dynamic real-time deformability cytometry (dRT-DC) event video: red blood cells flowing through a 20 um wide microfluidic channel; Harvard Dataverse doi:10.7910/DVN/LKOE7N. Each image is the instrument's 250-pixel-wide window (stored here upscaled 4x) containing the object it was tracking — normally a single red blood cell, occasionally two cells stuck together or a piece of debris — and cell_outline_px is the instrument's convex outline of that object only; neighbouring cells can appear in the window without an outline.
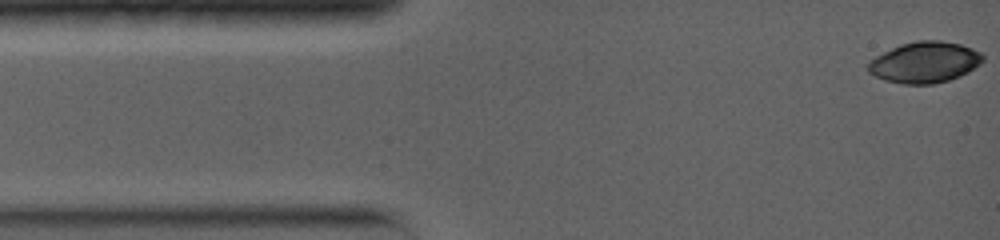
{"species": "common noctule bat (a hibernating species)", "species_latin": "Nyctalus noctula", "temperature_condition": "warm", "stored_images_in_passage": 5, "camera_frame_rate_fps": 5000, "um_per_image_px": 0.085, "animal": {"sex": "female", "body_mass_g": 19.0, "forearm_length_mm": 56.7}, "frame": {"image": 1, "passage_image": 1, "time_ms": 0.0, "image_size_px": [1000, 240], "cell_outline_px": [[984, 60], [980, 64], [968, 72], [960, 76], [948, 80], [932, 84], [904, 84], [884, 80], [868, 72], [868, 64], [876, 56], [900, 44], [916, 40], [940, 40], [960, 44], [972, 48], [980, 52], [984, 56]], "centroid_in_image_um": [78.62, 5.29], "position_along_channel_um": 6.4, "area_um2": 27.4}}
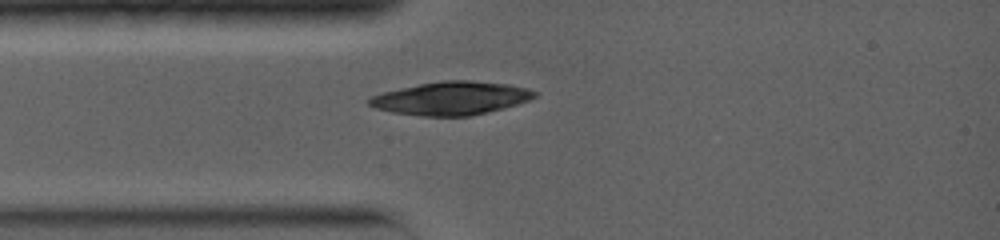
{"frame": {"image": 2, "passage_image": 5, "time_ms": 3.0, "image_size_px": [1000, 240], "cell_outline_px": [[536, 96], [528, 100], [504, 108], [488, 112], [468, 116], [420, 116], [392, 112], [376, 108], [368, 104], [368, 100], [372, 96], [384, 92], [400, 88], [420, 84], [444, 80], [468, 80], [508, 84], [528, 88], [536, 92]], "centroid_in_image_um": [38.35, 8.35], "position_along_channel_um": 46.6, "area_um2": 31.79}}